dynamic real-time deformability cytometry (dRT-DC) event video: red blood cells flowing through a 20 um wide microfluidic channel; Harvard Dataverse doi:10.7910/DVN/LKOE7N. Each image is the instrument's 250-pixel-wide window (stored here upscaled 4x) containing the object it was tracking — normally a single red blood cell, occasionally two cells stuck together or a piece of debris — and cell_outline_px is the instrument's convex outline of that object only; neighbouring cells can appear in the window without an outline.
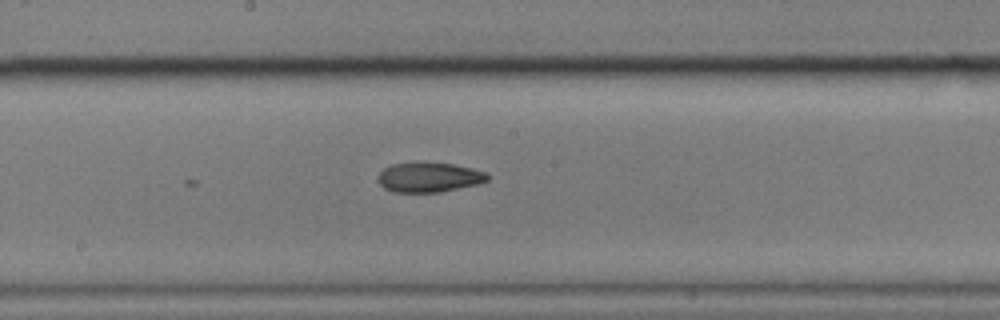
{"species": "common noctule bat (a hibernating species)", "species_latin": "Nyctalus noctula", "temperature_condition": "cold", "stored_images_in_passage": 14, "camera_frame_rate_fps": 3000, "um_per_image_px": 0.085, "animal": {"sex": "male", "body_mass_g": 17.9}, "frame": {"image": 1, "passage_image": 14, "time_ms": 4.333, "image_size_px": [1000, 320], "cell_outline_px": [[488, 180], [480, 184], [440, 192], [392, 192], [384, 188], [380, 184], [380, 172], [384, 168], [392, 164], [424, 160], [452, 164], [472, 168], [488, 172]], "centroid_in_image_um": [36.5, 15.04], "position_along_channel_um": 211.7, "area_um2": 19.42}}